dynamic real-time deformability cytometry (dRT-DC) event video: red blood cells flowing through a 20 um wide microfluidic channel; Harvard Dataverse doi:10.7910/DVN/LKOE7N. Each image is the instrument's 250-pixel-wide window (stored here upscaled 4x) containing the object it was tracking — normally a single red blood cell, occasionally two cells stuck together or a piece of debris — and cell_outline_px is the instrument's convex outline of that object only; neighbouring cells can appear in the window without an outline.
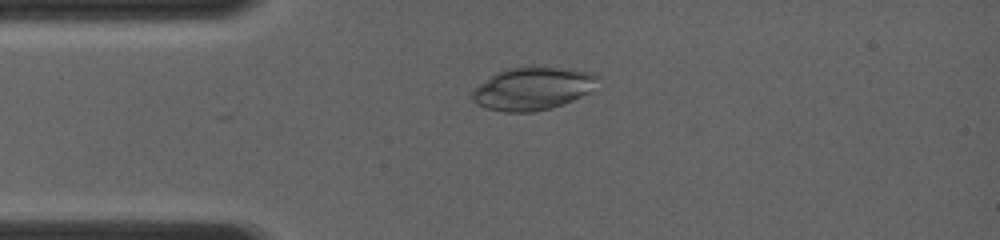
{"species": "common noctule bat (a hibernating species)", "species_latin": "Nyctalus noctula", "temperature_condition": "room temperature", "stored_images_in_passage": 11, "camera_frame_rate_fps": 4000, "um_per_image_px": 0.085, "animal": {"sex": "female", "body_mass_g": 19.0, "forearm_length_mm": 56.7}, "frame": {"image": 1, "passage_image": 7, "time_ms": 2.5, "image_size_px": [1000, 240], "cell_outline_px": [[600, 76], [588, 92], [564, 104], [552, 108], [532, 112], [504, 112], [488, 108], [476, 104], [472, 100], [472, 92], [480, 84], [496, 72], [508, 68], [556, 68], [592, 72]], "centroid_in_image_um": [45.25, 7.55], "position_along_channel_um": 39.8, "area_um2": 30.63}}
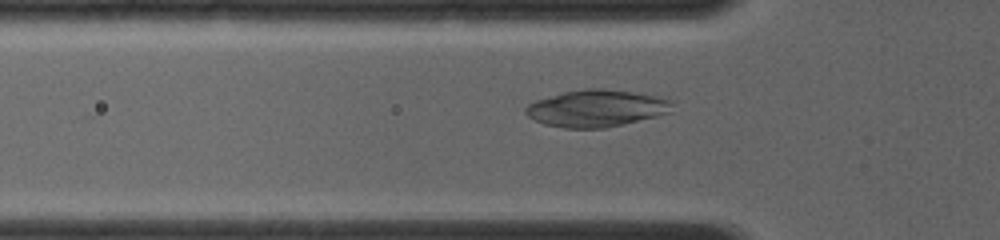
{"frame": {"image": 2, "passage_image": 10, "time_ms": 3.75, "image_size_px": [1000, 240], "cell_outline_px": [[672, 112], [656, 116], [604, 128], [564, 128], [544, 124], [528, 116], [524, 112], [524, 108], [528, 104], [536, 100], [564, 92], [584, 88], [600, 88], [632, 92], [656, 96], [672, 100]], "centroid_in_image_um": [50.68, 9.2], "position_along_channel_um": 75.1, "area_um2": 31.39}}